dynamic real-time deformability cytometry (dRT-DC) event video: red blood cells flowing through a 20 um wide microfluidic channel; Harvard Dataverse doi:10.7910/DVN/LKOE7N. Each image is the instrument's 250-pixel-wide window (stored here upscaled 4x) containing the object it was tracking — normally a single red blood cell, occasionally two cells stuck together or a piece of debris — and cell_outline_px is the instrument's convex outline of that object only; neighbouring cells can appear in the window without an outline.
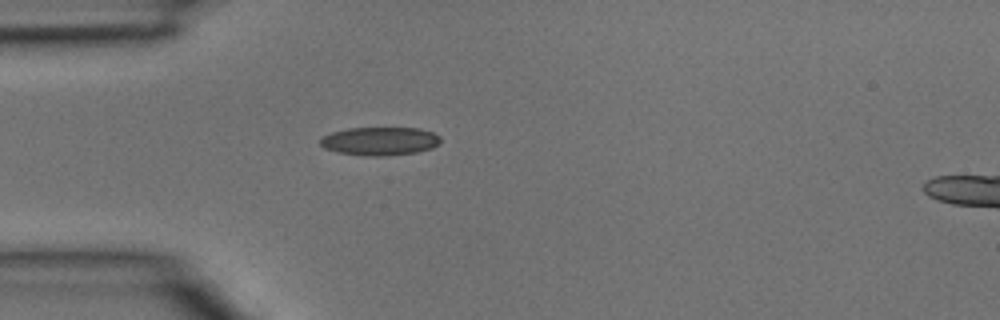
{"species": "common noctule bat (a hibernating species)", "species_latin": "Nyctalus noctula", "temperature_condition": "room temperature", "stored_images_in_passage": 4, "camera_frame_rate_fps": 3000, "um_per_image_px": 0.085, "animal": {"sex": "male", "body_mass_g": 15.6}, "frame": {"image": 1, "passage_image": 3, "time_ms": 0.667, "image_size_px": [1000, 320], "cell_outline_px": [[440, 140], [432, 148], [416, 152], [388, 156], [364, 156], [340, 152], [324, 148], [320, 144], [320, 136], [332, 132], [348, 128], [420, 128], [432, 132], [440, 136]], "centroid_in_image_um": [32.26, 11.99], "position_along_channel_um": 52.7, "area_um2": 19.88}}